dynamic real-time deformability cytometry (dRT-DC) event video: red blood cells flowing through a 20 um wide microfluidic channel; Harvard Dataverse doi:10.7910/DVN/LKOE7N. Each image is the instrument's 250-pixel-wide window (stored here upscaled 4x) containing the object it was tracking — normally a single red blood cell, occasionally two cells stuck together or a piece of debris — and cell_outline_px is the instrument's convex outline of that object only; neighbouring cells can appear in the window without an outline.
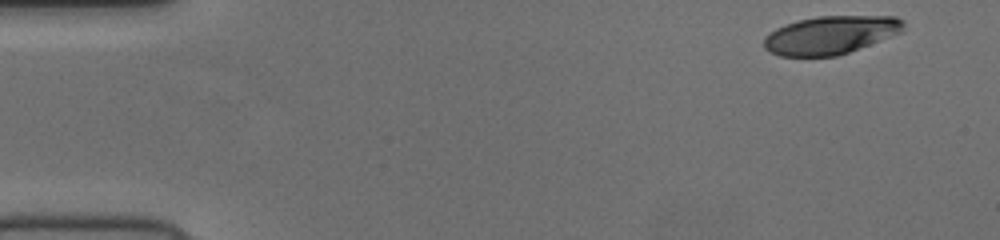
{"species": "human", "species_latin": "Homo sapiens", "temperature_condition": "cold", "stored_images_in_passage": 50, "camera_frame_rate_fps": 3000, "um_per_image_px": 0.085, "donor": {"sex": "female"}, "frame": {"image": 1, "passage_image": 1, "time_ms": 0.0, "image_size_px": [1000, 240], "cell_outline_px": [[904, 28], [900, 32], [848, 52], [836, 56], [780, 56], [768, 52], [764, 48], [764, 36], [776, 28], [800, 20], [816, 16], [896, 16], [904, 20]], "centroid_in_image_um": [70.56, 2.97], "position_along_channel_um": 14.4, "area_um2": 30.81}}
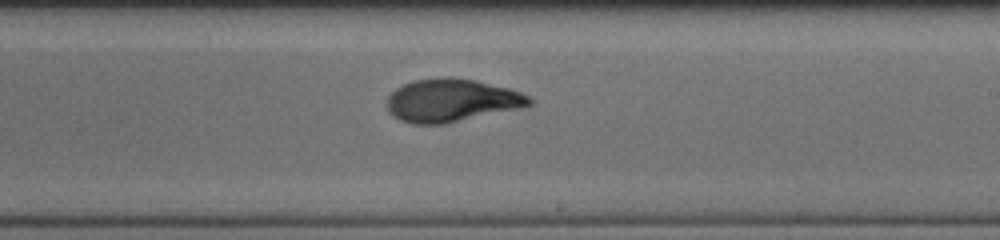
{"frame": {"image": 2, "passage_image": 29, "time_ms": 9.333, "image_size_px": [1000, 240], "cell_outline_px": [[532, 104], [520, 108], [444, 124], [412, 124], [400, 120], [392, 116], [388, 112], [388, 96], [396, 88], [404, 84], [416, 80], [452, 76], [476, 80], [508, 88], [520, 92], [528, 96], [532, 100]], "centroid_in_image_um": [38.37, 8.54], "position_along_channel_um": 250.6, "area_um2": 35.55}}
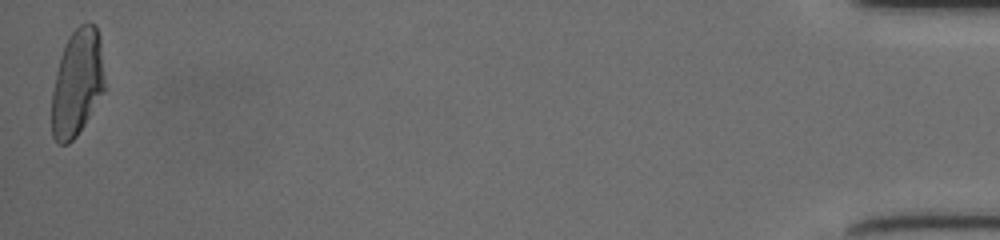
{"frame": {"image": 3, "passage_image": 50, "time_ms": 16.333, "image_size_px": [1000, 240], "cell_outline_px": [[108, 88], [76, 136], [68, 144], [60, 144], [52, 136], [52, 92], [56, 72], [60, 56], [64, 44], [72, 32], [80, 24], [88, 20], [96, 24], [100, 36]], "centroid_in_image_um": [6.62, 6.98], "position_along_channel_um": 428.6, "area_um2": 33.93}}